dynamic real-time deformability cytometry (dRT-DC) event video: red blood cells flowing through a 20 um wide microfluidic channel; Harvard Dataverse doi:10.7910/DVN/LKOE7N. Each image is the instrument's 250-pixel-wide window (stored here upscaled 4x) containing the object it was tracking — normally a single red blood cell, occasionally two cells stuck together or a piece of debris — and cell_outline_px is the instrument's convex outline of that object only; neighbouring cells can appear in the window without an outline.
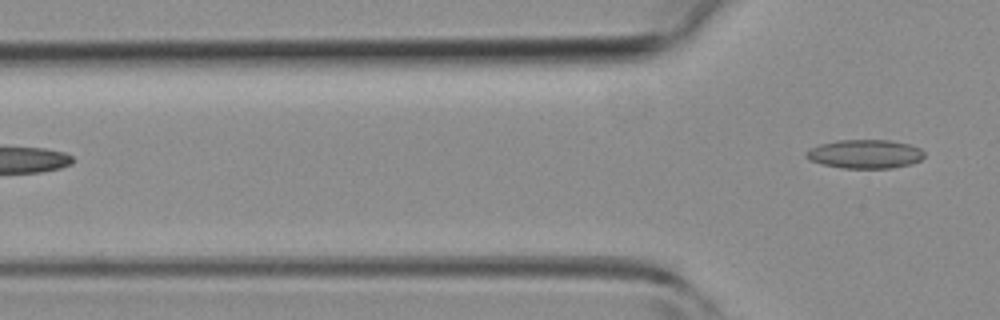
{"species": "common noctule bat (a hibernating species)", "species_latin": "Nyctalus noctula", "temperature_condition": "room temperature", "stored_images_in_passage": 4, "camera_frame_rate_fps": 3000, "um_per_image_px": 0.085, "animal": {"sex": "female", "body_mass_g": 19.3, "forearm_length_mm": 54.1}, "frame": {"image": 1, "passage_image": 4, "time_ms": 4.667, "image_size_px": [1000, 320], "cell_outline_px": [[924, 156], [920, 160], [912, 164], [892, 168], [840, 168], [820, 164], [808, 160], [804, 156], [804, 152], [820, 144], [836, 140], [888, 140], [908, 144], [920, 148], [924, 152]], "centroid_in_image_um": [73.49, 13.1], "position_along_channel_um": 52.3, "area_um2": 20.0}}